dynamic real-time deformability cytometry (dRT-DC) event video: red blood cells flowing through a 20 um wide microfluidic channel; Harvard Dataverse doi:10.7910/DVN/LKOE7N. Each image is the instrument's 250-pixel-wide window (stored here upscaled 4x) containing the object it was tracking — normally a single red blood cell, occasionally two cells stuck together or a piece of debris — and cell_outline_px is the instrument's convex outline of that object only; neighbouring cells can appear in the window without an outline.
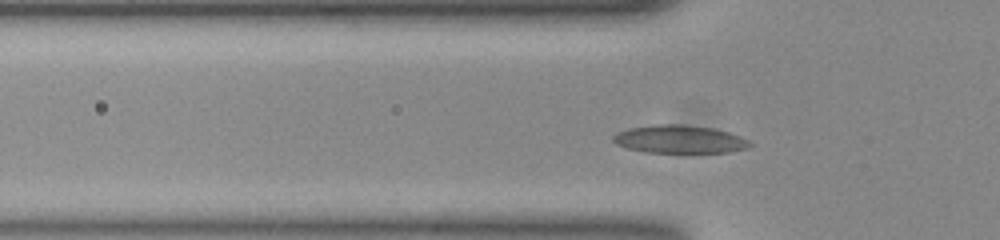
{"species": "common noctule bat (a hibernating species)", "species_latin": "Nyctalus noctula", "temperature_condition": "room temperature", "stored_images_in_passage": 39, "camera_frame_rate_fps": 3000, "um_per_image_px": 0.085, "animal": {"sex": "female", "body_mass_g": 23.0, "forearm_length_mm": 53.4}, "frame": {"image": 1, "passage_image": 2, "time_ms": 0.333, "image_size_px": [1000, 240], "cell_outline_px": [[752, 144], [748, 148], [728, 152], [644, 152], [628, 148], [616, 144], [612, 140], [612, 136], [628, 128], [656, 124], [684, 124], [712, 128], [728, 132], [740, 136], [748, 140]], "centroid_in_image_um": [57.75, 11.83], "position_along_channel_um": 68.0, "area_um2": 22.2}}
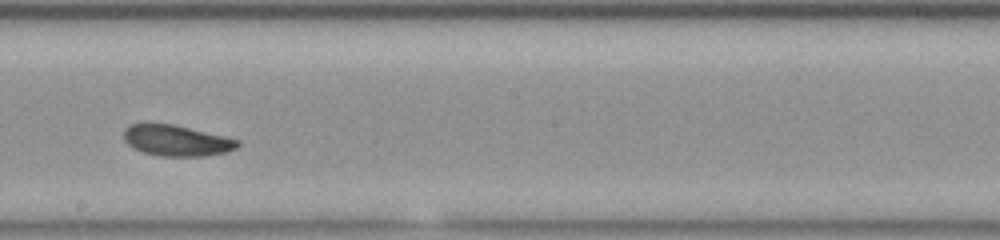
{"frame": {"image": 2, "passage_image": 15, "time_ms": 4.667, "image_size_px": [1000, 240], "cell_outline_px": [[240, 144], [236, 148], [228, 152], [204, 156], [160, 156], [144, 152], [132, 148], [124, 140], [124, 128], [128, 124], [144, 120], [172, 124], [224, 136], [240, 140]], "centroid_in_image_um": [14.93, 11.91], "position_along_channel_um": 233.3, "area_um2": 21.1}}
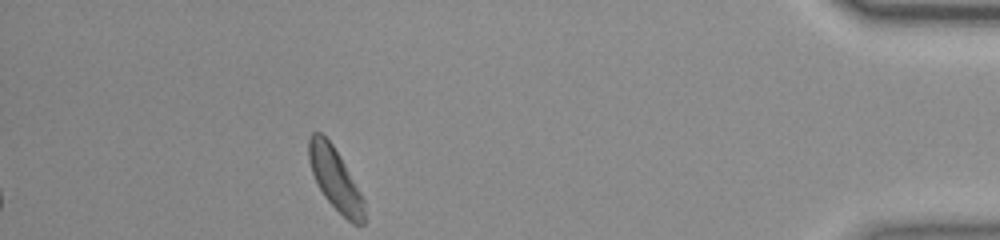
{"frame": {"image": 3, "passage_image": 33, "time_ms": 10.667, "image_size_px": [1000, 240], "cell_outline_px": [[364, 224], [352, 224], [324, 196], [312, 172], [308, 160], [308, 140], [312, 132], [320, 132], [332, 144], [340, 156], [360, 192], [364, 200]], "centroid_in_image_um": [28.48, 15.19], "position_along_channel_um": 406.7, "area_um2": 19.65}, "authors_computed_cell_mechanics": {"area_um2": 20.6924, "velocity_mm_per_s": 3.8168, "shape_relaxation_time_tau1_ms": 4.7582, "shape_relaxation_time_tau2_ms": null, "deformation_change_tau1": 0.1035, "deformation_change_tau2": null}}